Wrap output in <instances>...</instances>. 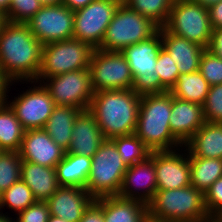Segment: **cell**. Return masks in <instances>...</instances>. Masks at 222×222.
Masks as SVG:
<instances>
[{
  "label": "cell",
  "instance_id": "cell-1",
  "mask_svg": "<svg viewBox=\"0 0 222 222\" xmlns=\"http://www.w3.org/2000/svg\"><path fill=\"white\" fill-rule=\"evenodd\" d=\"M43 45L26 23L5 21L0 28V68L10 82L36 81Z\"/></svg>",
  "mask_w": 222,
  "mask_h": 222
},
{
  "label": "cell",
  "instance_id": "cell-2",
  "mask_svg": "<svg viewBox=\"0 0 222 222\" xmlns=\"http://www.w3.org/2000/svg\"><path fill=\"white\" fill-rule=\"evenodd\" d=\"M141 96L132 89L94 92L89 111L104 139L135 133Z\"/></svg>",
  "mask_w": 222,
  "mask_h": 222
},
{
  "label": "cell",
  "instance_id": "cell-3",
  "mask_svg": "<svg viewBox=\"0 0 222 222\" xmlns=\"http://www.w3.org/2000/svg\"><path fill=\"white\" fill-rule=\"evenodd\" d=\"M170 114L169 91L141 96L135 134L151 151H172L175 147L180 151L184 147L171 133Z\"/></svg>",
  "mask_w": 222,
  "mask_h": 222
},
{
  "label": "cell",
  "instance_id": "cell-4",
  "mask_svg": "<svg viewBox=\"0 0 222 222\" xmlns=\"http://www.w3.org/2000/svg\"><path fill=\"white\" fill-rule=\"evenodd\" d=\"M91 158V171L85 187L87 192L94 199L118 195L127 165L114 142L105 139Z\"/></svg>",
  "mask_w": 222,
  "mask_h": 222
},
{
  "label": "cell",
  "instance_id": "cell-5",
  "mask_svg": "<svg viewBox=\"0 0 222 222\" xmlns=\"http://www.w3.org/2000/svg\"><path fill=\"white\" fill-rule=\"evenodd\" d=\"M158 29L149 18L134 11L127 4L119 5L98 49L121 52L127 46L149 39Z\"/></svg>",
  "mask_w": 222,
  "mask_h": 222
},
{
  "label": "cell",
  "instance_id": "cell-6",
  "mask_svg": "<svg viewBox=\"0 0 222 222\" xmlns=\"http://www.w3.org/2000/svg\"><path fill=\"white\" fill-rule=\"evenodd\" d=\"M162 48L159 28L149 39L127 46L121 51L130 67L134 79L132 90L136 94H160V78L155 72V66Z\"/></svg>",
  "mask_w": 222,
  "mask_h": 222
},
{
  "label": "cell",
  "instance_id": "cell-7",
  "mask_svg": "<svg viewBox=\"0 0 222 222\" xmlns=\"http://www.w3.org/2000/svg\"><path fill=\"white\" fill-rule=\"evenodd\" d=\"M93 51L89 44L75 38L43 45L41 67L36 81L31 84L70 71L88 69Z\"/></svg>",
  "mask_w": 222,
  "mask_h": 222
},
{
  "label": "cell",
  "instance_id": "cell-8",
  "mask_svg": "<svg viewBox=\"0 0 222 222\" xmlns=\"http://www.w3.org/2000/svg\"><path fill=\"white\" fill-rule=\"evenodd\" d=\"M148 216L162 221L197 217L208 214L204 193L194 186L185 188L156 190L147 204Z\"/></svg>",
  "mask_w": 222,
  "mask_h": 222
},
{
  "label": "cell",
  "instance_id": "cell-9",
  "mask_svg": "<svg viewBox=\"0 0 222 222\" xmlns=\"http://www.w3.org/2000/svg\"><path fill=\"white\" fill-rule=\"evenodd\" d=\"M164 27L170 33L206 49L213 30L208 7L191 0H173L168 21Z\"/></svg>",
  "mask_w": 222,
  "mask_h": 222
},
{
  "label": "cell",
  "instance_id": "cell-10",
  "mask_svg": "<svg viewBox=\"0 0 222 222\" xmlns=\"http://www.w3.org/2000/svg\"><path fill=\"white\" fill-rule=\"evenodd\" d=\"M89 70L94 92L132 89L134 79L122 52L94 49Z\"/></svg>",
  "mask_w": 222,
  "mask_h": 222
},
{
  "label": "cell",
  "instance_id": "cell-11",
  "mask_svg": "<svg viewBox=\"0 0 222 222\" xmlns=\"http://www.w3.org/2000/svg\"><path fill=\"white\" fill-rule=\"evenodd\" d=\"M40 83H44L56 105L89 110L94 95L89 68L44 78Z\"/></svg>",
  "mask_w": 222,
  "mask_h": 222
},
{
  "label": "cell",
  "instance_id": "cell-12",
  "mask_svg": "<svg viewBox=\"0 0 222 222\" xmlns=\"http://www.w3.org/2000/svg\"><path fill=\"white\" fill-rule=\"evenodd\" d=\"M119 4L112 0H94L74 11L73 38L98 49Z\"/></svg>",
  "mask_w": 222,
  "mask_h": 222
},
{
  "label": "cell",
  "instance_id": "cell-13",
  "mask_svg": "<svg viewBox=\"0 0 222 222\" xmlns=\"http://www.w3.org/2000/svg\"><path fill=\"white\" fill-rule=\"evenodd\" d=\"M74 10L63 4L44 5L27 21L32 34L42 44L73 38Z\"/></svg>",
  "mask_w": 222,
  "mask_h": 222
},
{
  "label": "cell",
  "instance_id": "cell-14",
  "mask_svg": "<svg viewBox=\"0 0 222 222\" xmlns=\"http://www.w3.org/2000/svg\"><path fill=\"white\" fill-rule=\"evenodd\" d=\"M38 84L40 85L35 86L34 84L33 88L30 87L17 97L14 96L12 102L6 101L25 131L44 128L56 107L43 83Z\"/></svg>",
  "mask_w": 222,
  "mask_h": 222
},
{
  "label": "cell",
  "instance_id": "cell-15",
  "mask_svg": "<svg viewBox=\"0 0 222 222\" xmlns=\"http://www.w3.org/2000/svg\"><path fill=\"white\" fill-rule=\"evenodd\" d=\"M187 153L154 151L157 190L185 188L191 185L190 161ZM186 156V157H185Z\"/></svg>",
  "mask_w": 222,
  "mask_h": 222
},
{
  "label": "cell",
  "instance_id": "cell-16",
  "mask_svg": "<svg viewBox=\"0 0 222 222\" xmlns=\"http://www.w3.org/2000/svg\"><path fill=\"white\" fill-rule=\"evenodd\" d=\"M156 190L154 151H152L146 160L127 167L118 196L148 204Z\"/></svg>",
  "mask_w": 222,
  "mask_h": 222
},
{
  "label": "cell",
  "instance_id": "cell-17",
  "mask_svg": "<svg viewBox=\"0 0 222 222\" xmlns=\"http://www.w3.org/2000/svg\"><path fill=\"white\" fill-rule=\"evenodd\" d=\"M65 152L43 128L26 130L19 150L22 161L52 168L63 159Z\"/></svg>",
  "mask_w": 222,
  "mask_h": 222
},
{
  "label": "cell",
  "instance_id": "cell-18",
  "mask_svg": "<svg viewBox=\"0 0 222 222\" xmlns=\"http://www.w3.org/2000/svg\"><path fill=\"white\" fill-rule=\"evenodd\" d=\"M94 200L85 188L60 186L46 203L50 215L67 222H79L84 211Z\"/></svg>",
  "mask_w": 222,
  "mask_h": 222
},
{
  "label": "cell",
  "instance_id": "cell-19",
  "mask_svg": "<svg viewBox=\"0 0 222 222\" xmlns=\"http://www.w3.org/2000/svg\"><path fill=\"white\" fill-rule=\"evenodd\" d=\"M170 116L171 133L182 145L205 124L202 105L179 99L172 94Z\"/></svg>",
  "mask_w": 222,
  "mask_h": 222
},
{
  "label": "cell",
  "instance_id": "cell-20",
  "mask_svg": "<svg viewBox=\"0 0 222 222\" xmlns=\"http://www.w3.org/2000/svg\"><path fill=\"white\" fill-rule=\"evenodd\" d=\"M104 140L94 115L84 110L74 122L70 147L66 153L92 157Z\"/></svg>",
  "mask_w": 222,
  "mask_h": 222
},
{
  "label": "cell",
  "instance_id": "cell-21",
  "mask_svg": "<svg viewBox=\"0 0 222 222\" xmlns=\"http://www.w3.org/2000/svg\"><path fill=\"white\" fill-rule=\"evenodd\" d=\"M163 48L176 62L179 74H188L199 70L200 59L206 48L170 33L160 27Z\"/></svg>",
  "mask_w": 222,
  "mask_h": 222
},
{
  "label": "cell",
  "instance_id": "cell-22",
  "mask_svg": "<svg viewBox=\"0 0 222 222\" xmlns=\"http://www.w3.org/2000/svg\"><path fill=\"white\" fill-rule=\"evenodd\" d=\"M21 179L37 201H47L60 187L55 168L32 162L22 161Z\"/></svg>",
  "mask_w": 222,
  "mask_h": 222
},
{
  "label": "cell",
  "instance_id": "cell-23",
  "mask_svg": "<svg viewBox=\"0 0 222 222\" xmlns=\"http://www.w3.org/2000/svg\"><path fill=\"white\" fill-rule=\"evenodd\" d=\"M184 147L189 157L222 159V123L205 122Z\"/></svg>",
  "mask_w": 222,
  "mask_h": 222
},
{
  "label": "cell",
  "instance_id": "cell-24",
  "mask_svg": "<svg viewBox=\"0 0 222 222\" xmlns=\"http://www.w3.org/2000/svg\"><path fill=\"white\" fill-rule=\"evenodd\" d=\"M105 222H144L148 217L147 204L118 195L103 197Z\"/></svg>",
  "mask_w": 222,
  "mask_h": 222
},
{
  "label": "cell",
  "instance_id": "cell-25",
  "mask_svg": "<svg viewBox=\"0 0 222 222\" xmlns=\"http://www.w3.org/2000/svg\"><path fill=\"white\" fill-rule=\"evenodd\" d=\"M82 111L72 106L56 105L43 128L65 151L70 147L74 122Z\"/></svg>",
  "mask_w": 222,
  "mask_h": 222
},
{
  "label": "cell",
  "instance_id": "cell-26",
  "mask_svg": "<svg viewBox=\"0 0 222 222\" xmlns=\"http://www.w3.org/2000/svg\"><path fill=\"white\" fill-rule=\"evenodd\" d=\"M91 164V157L65 152L63 159L55 167L59 185L85 188Z\"/></svg>",
  "mask_w": 222,
  "mask_h": 222
},
{
  "label": "cell",
  "instance_id": "cell-27",
  "mask_svg": "<svg viewBox=\"0 0 222 222\" xmlns=\"http://www.w3.org/2000/svg\"><path fill=\"white\" fill-rule=\"evenodd\" d=\"M209 89L210 84L198 70L188 74H179L175 85L169 92L174 97L203 106Z\"/></svg>",
  "mask_w": 222,
  "mask_h": 222
},
{
  "label": "cell",
  "instance_id": "cell-28",
  "mask_svg": "<svg viewBox=\"0 0 222 222\" xmlns=\"http://www.w3.org/2000/svg\"><path fill=\"white\" fill-rule=\"evenodd\" d=\"M191 185L203 193L222 176V159L189 157Z\"/></svg>",
  "mask_w": 222,
  "mask_h": 222
},
{
  "label": "cell",
  "instance_id": "cell-29",
  "mask_svg": "<svg viewBox=\"0 0 222 222\" xmlns=\"http://www.w3.org/2000/svg\"><path fill=\"white\" fill-rule=\"evenodd\" d=\"M25 129L16 118L14 111L5 103L0 106V149L19 151Z\"/></svg>",
  "mask_w": 222,
  "mask_h": 222
},
{
  "label": "cell",
  "instance_id": "cell-30",
  "mask_svg": "<svg viewBox=\"0 0 222 222\" xmlns=\"http://www.w3.org/2000/svg\"><path fill=\"white\" fill-rule=\"evenodd\" d=\"M111 140L127 167L146 160L152 152L135 133L114 137Z\"/></svg>",
  "mask_w": 222,
  "mask_h": 222
},
{
  "label": "cell",
  "instance_id": "cell-31",
  "mask_svg": "<svg viewBox=\"0 0 222 222\" xmlns=\"http://www.w3.org/2000/svg\"><path fill=\"white\" fill-rule=\"evenodd\" d=\"M172 2L173 0H129L127 5L160 28L168 21Z\"/></svg>",
  "mask_w": 222,
  "mask_h": 222
},
{
  "label": "cell",
  "instance_id": "cell-32",
  "mask_svg": "<svg viewBox=\"0 0 222 222\" xmlns=\"http://www.w3.org/2000/svg\"><path fill=\"white\" fill-rule=\"evenodd\" d=\"M36 201L31 189L21 179L0 194V209L7 206L20 213Z\"/></svg>",
  "mask_w": 222,
  "mask_h": 222
},
{
  "label": "cell",
  "instance_id": "cell-33",
  "mask_svg": "<svg viewBox=\"0 0 222 222\" xmlns=\"http://www.w3.org/2000/svg\"><path fill=\"white\" fill-rule=\"evenodd\" d=\"M22 159L19 151L0 153V194L21 180Z\"/></svg>",
  "mask_w": 222,
  "mask_h": 222
},
{
  "label": "cell",
  "instance_id": "cell-34",
  "mask_svg": "<svg viewBox=\"0 0 222 222\" xmlns=\"http://www.w3.org/2000/svg\"><path fill=\"white\" fill-rule=\"evenodd\" d=\"M155 67V72L158 73L160 78V94L170 91L177 81L179 69L176 62L164 48L159 52Z\"/></svg>",
  "mask_w": 222,
  "mask_h": 222
},
{
  "label": "cell",
  "instance_id": "cell-35",
  "mask_svg": "<svg viewBox=\"0 0 222 222\" xmlns=\"http://www.w3.org/2000/svg\"><path fill=\"white\" fill-rule=\"evenodd\" d=\"M43 6L40 0H14L5 19L14 23H27Z\"/></svg>",
  "mask_w": 222,
  "mask_h": 222
},
{
  "label": "cell",
  "instance_id": "cell-36",
  "mask_svg": "<svg viewBox=\"0 0 222 222\" xmlns=\"http://www.w3.org/2000/svg\"><path fill=\"white\" fill-rule=\"evenodd\" d=\"M205 122L222 123V84L210 86L203 104Z\"/></svg>",
  "mask_w": 222,
  "mask_h": 222
},
{
  "label": "cell",
  "instance_id": "cell-37",
  "mask_svg": "<svg viewBox=\"0 0 222 222\" xmlns=\"http://www.w3.org/2000/svg\"><path fill=\"white\" fill-rule=\"evenodd\" d=\"M199 71L210 86L222 84V59L207 49L201 56Z\"/></svg>",
  "mask_w": 222,
  "mask_h": 222
},
{
  "label": "cell",
  "instance_id": "cell-38",
  "mask_svg": "<svg viewBox=\"0 0 222 222\" xmlns=\"http://www.w3.org/2000/svg\"><path fill=\"white\" fill-rule=\"evenodd\" d=\"M207 213L214 220H222V176L204 193Z\"/></svg>",
  "mask_w": 222,
  "mask_h": 222
},
{
  "label": "cell",
  "instance_id": "cell-39",
  "mask_svg": "<svg viewBox=\"0 0 222 222\" xmlns=\"http://www.w3.org/2000/svg\"><path fill=\"white\" fill-rule=\"evenodd\" d=\"M16 215L15 222H48L50 212L46 201H36Z\"/></svg>",
  "mask_w": 222,
  "mask_h": 222
},
{
  "label": "cell",
  "instance_id": "cell-40",
  "mask_svg": "<svg viewBox=\"0 0 222 222\" xmlns=\"http://www.w3.org/2000/svg\"><path fill=\"white\" fill-rule=\"evenodd\" d=\"M79 222H105L103 214V197L95 199L88 206Z\"/></svg>",
  "mask_w": 222,
  "mask_h": 222
},
{
  "label": "cell",
  "instance_id": "cell-41",
  "mask_svg": "<svg viewBox=\"0 0 222 222\" xmlns=\"http://www.w3.org/2000/svg\"><path fill=\"white\" fill-rule=\"evenodd\" d=\"M207 50L222 59V28L212 30Z\"/></svg>",
  "mask_w": 222,
  "mask_h": 222
},
{
  "label": "cell",
  "instance_id": "cell-42",
  "mask_svg": "<svg viewBox=\"0 0 222 222\" xmlns=\"http://www.w3.org/2000/svg\"><path fill=\"white\" fill-rule=\"evenodd\" d=\"M212 29L222 28V1L208 7Z\"/></svg>",
  "mask_w": 222,
  "mask_h": 222
},
{
  "label": "cell",
  "instance_id": "cell-43",
  "mask_svg": "<svg viewBox=\"0 0 222 222\" xmlns=\"http://www.w3.org/2000/svg\"><path fill=\"white\" fill-rule=\"evenodd\" d=\"M13 84V82H10L5 75L3 74V71L0 68V106L5 104L7 99L6 98L8 95V89L10 86Z\"/></svg>",
  "mask_w": 222,
  "mask_h": 222
},
{
  "label": "cell",
  "instance_id": "cell-44",
  "mask_svg": "<svg viewBox=\"0 0 222 222\" xmlns=\"http://www.w3.org/2000/svg\"><path fill=\"white\" fill-rule=\"evenodd\" d=\"M94 0H62L63 5L67 6L71 10H77L86 7L90 2Z\"/></svg>",
  "mask_w": 222,
  "mask_h": 222
},
{
  "label": "cell",
  "instance_id": "cell-45",
  "mask_svg": "<svg viewBox=\"0 0 222 222\" xmlns=\"http://www.w3.org/2000/svg\"><path fill=\"white\" fill-rule=\"evenodd\" d=\"M213 220L209 214H205L197 217L175 219L170 222H212Z\"/></svg>",
  "mask_w": 222,
  "mask_h": 222
},
{
  "label": "cell",
  "instance_id": "cell-46",
  "mask_svg": "<svg viewBox=\"0 0 222 222\" xmlns=\"http://www.w3.org/2000/svg\"><path fill=\"white\" fill-rule=\"evenodd\" d=\"M10 4L11 3L9 2V0H0V12L5 16L7 15L10 9Z\"/></svg>",
  "mask_w": 222,
  "mask_h": 222
},
{
  "label": "cell",
  "instance_id": "cell-47",
  "mask_svg": "<svg viewBox=\"0 0 222 222\" xmlns=\"http://www.w3.org/2000/svg\"><path fill=\"white\" fill-rule=\"evenodd\" d=\"M191 1L200 4L201 6L209 7L213 4L221 2L222 0H191Z\"/></svg>",
  "mask_w": 222,
  "mask_h": 222
},
{
  "label": "cell",
  "instance_id": "cell-48",
  "mask_svg": "<svg viewBox=\"0 0 222 222\" xmlns=\"http://www.w3.org/2000/svg\"><path fill=\"white\" fill-rule=\"evenodd\" d=\"M43 5H59L62 3V0H40Z\"/></svg>",
  "mask_w": 222,
  "mask_h": 222
},
{
  "label": "cell",
  "instance_id": "cell-49",
  "mask_svg": "<svg viewBox=\"0 0 222 222\" xmlns=\"http://www.w3.org/2000/svg\"><path fill=\"white\" fill-rule=\"evenodd\" d=\"M0 222H15V220L0 212Z\"/></svg>",
  "mask_w": 222,
  "mask_h": 222
},
{
  "label": "cell",
  "instance_id": "cell-50",
  "mask_svg": "<svg viewBox=\"0 0 222 222\" xmlns=\"http://www.w3.org/2000/svg\"><path fill=\"white\" fill-rule=\"evenodd\" d=\"M48 222H67V221L65 219L50 215L48 218Z\"/></svg>",
  "mask_w": 222,
  "mask_h": 222
},
{
  "label": "cell",
  "instance_id": "cell-51",
  "mask_svg": "<svg viewBox=\"0 0 222 222\" xmlns=\"http://www.w3.org/2000/svg\"><path fill=\"white\" fill-rule=\"evenodd\" d=\"M144 222H169V221L157 220L148 216Z\"/></svg>",
  "mask_w": 222,
  "mask_h": 222
},
{
  "label": "cell",
  "instance_id": "cell-52",
  "mask_svg": "<svg viewBox=\"0 0 222 222\" xmlns=\"http://www.w3.org/2000/svg\"><path fill=\"white\" fill-rule=\"evenodd\" d=\"M5 21H6L5 15L0 12V28L3 26Z\"/></svg>",
  "mask_w": 222,
  "mask_h": 222
},
{
  "label": "cell",
  "instance_id": "cell-53",
  "mask_svg": "<svg viewBox=\"0 0 222 222\" xmlns=\"http://www.w3.org/2000/svg\"><path fill=\"white\" fill-rule=\"evenodd\" d=\"M117 2L119 5L127 4L129 0H112Z\"/></svg>",
  "mask_w": 222,
  "mask_h": 222
},
{
  "label": "cell",
  "instance_id": "cell-54",
  "mask_svg": "<svg viewBox=\"0 0 222 222\" xmlns=\"http://www.w3.org/2000/svg\"><path fill=\"white\" fill-rule=\"evenodd\" d=\"M212 222H222V220H213Z\"/></svg>",
  "mask_w": 222,
  "mask_h": 222
}]
</instances>
